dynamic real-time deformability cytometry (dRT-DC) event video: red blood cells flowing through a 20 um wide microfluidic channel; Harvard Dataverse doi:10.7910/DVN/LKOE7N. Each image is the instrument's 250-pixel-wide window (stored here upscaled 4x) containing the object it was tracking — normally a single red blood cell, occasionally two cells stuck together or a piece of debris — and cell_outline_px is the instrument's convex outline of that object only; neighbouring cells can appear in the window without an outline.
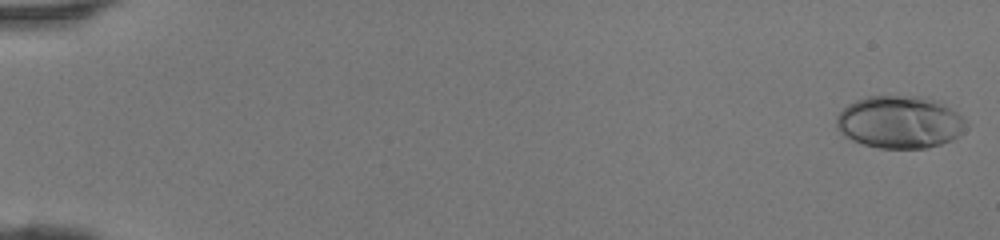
{"species": "human", "species_latin": "Homo sapiens", "temperature_condition": "room temperature", "stored_images_in_passage": 46, "camera_frame_rate_fps": 3000, "um_per_image_px": 0.085, "donor": {"sex": "female"}, "frame": {"image": 1, "passage_image": 1, "time_ms": 0.0, "image_size_px": [1000, 240], "cell_outline_px": [[968, 124], [952, 140], [928, 148], [880, 148], [864, 144], [852, 140], [844, 136], [836, 128], [836, 116], [848, 104], [856, 100], [868, 96], [920, 96], [936, 100], [944, 104], [964, 116], [968, 120]], "centroid_in_image_um": [76.48, 10.37], "position_along_channel_um": 8.5, "area_um2": 39.82}}
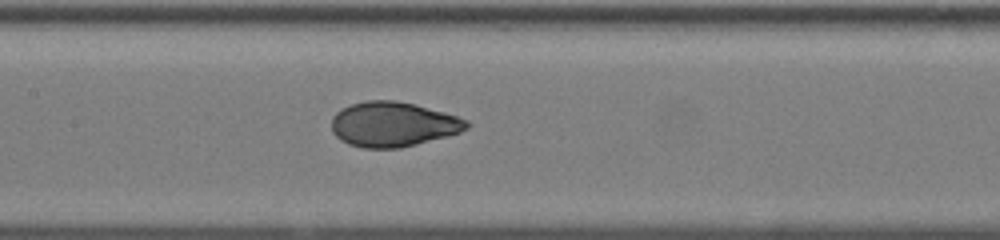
{"frame": {"image": 2, "passage_image": 24, "time_ms": 7.667, "image_size_px": [1000, 240], "cell_outline_px": [[472, 124], [468, 128], [460, 132], [416, 144], [400, 148], [364, 148], [348, 144], [340, 140], [332, 132], [332, 116], [340, 108], [352, 104], [368, 100], [396, 100], [444, 112], [468, 120]], "centroid_in_image_um": [33.39, 10.56], "position_along_channel_um": 174.0, "area_um2": 35.26}}
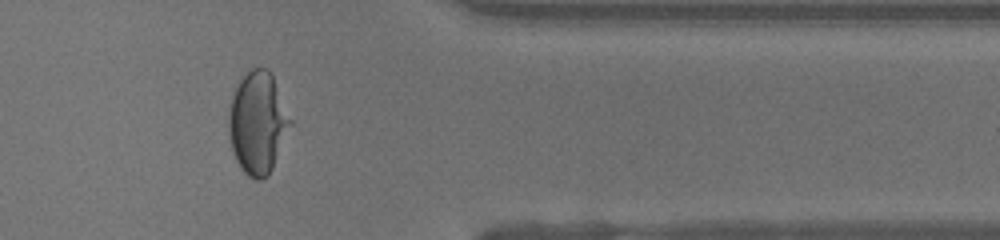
{"frame": {"image": 3, "passage_image": 39, "time_ms": 12.667, "image_size_px": [1000, 240], "cell_outline_px": [[292, 124], [272, 168], [268, 176], [260, 180], [256, 180], [248, 176], [240, 168], [232, 152], [228, 132], [228, 112], [232, 96], [240, 80], [252, 68], [268, 68], [272, 76], [292, 120]], "centroid_in_image_um": [21.89, 10.47], "position_along_channel_um": 389.5, "area_um2": 36.53}}